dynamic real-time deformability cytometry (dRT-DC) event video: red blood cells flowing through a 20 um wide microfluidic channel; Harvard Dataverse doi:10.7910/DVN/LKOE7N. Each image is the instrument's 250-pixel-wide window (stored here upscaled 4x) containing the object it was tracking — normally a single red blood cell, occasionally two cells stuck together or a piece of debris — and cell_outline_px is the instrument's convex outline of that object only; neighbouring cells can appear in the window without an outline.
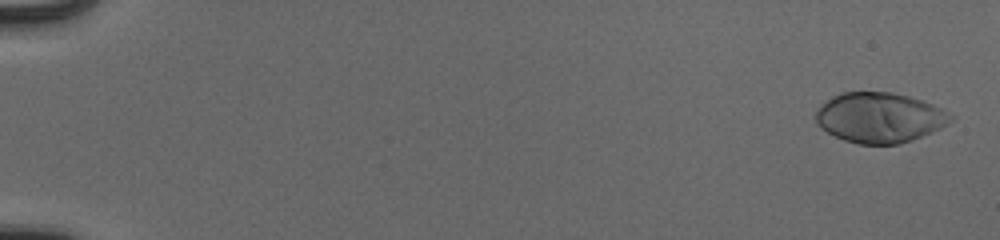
{"species": "human", "species_latin": "Homo sapiens", "temperature_condition": "cold", "stored_images_in_passage": 54, "camera_frame_rate_fps": 3000, "um_per_image_px": 0.085, "donor": {"sex": "male"}, "frame": {"image": 1, "passage_image": 2, "time_ms": 0.333, "image_size_px": [1000, 240], "cell_outline_px": [[956, 116], [948, 124], [932, 132], [912, 140], [900, 144], [856, 144], [844, 140], [820, 128], [816, 124], [816, 108], [832, 96], [844, 92], [892, 92], [924, 100]], "centroid_in_image_um": [74.77, 9.99], "position_along_channel_um": 10.2, "area_um2": 39.65}}
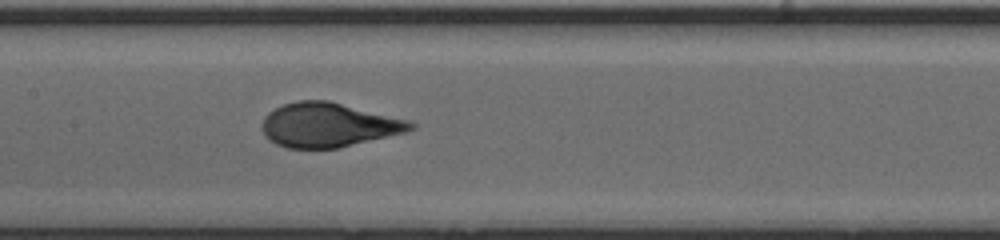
{"frame": {"image": 2, "passage_image": 29, "time_ms": 9.333, "image_size_px": [1000, 240], "cell_outline_px": [[416, 128], [408, 132], [336, 148], [288, 148], [276, 144], [268, 140], [264, 136], [260, 128], [260, 124], [264, 116], [268, 112], [284, 104], [296, 100], [328, 100], [408, 120], [416, 124]], "centroid_in_image_um": [27.88, 10.62], "position_along_channel_um": 179.5, "area_um2": 38.49}}
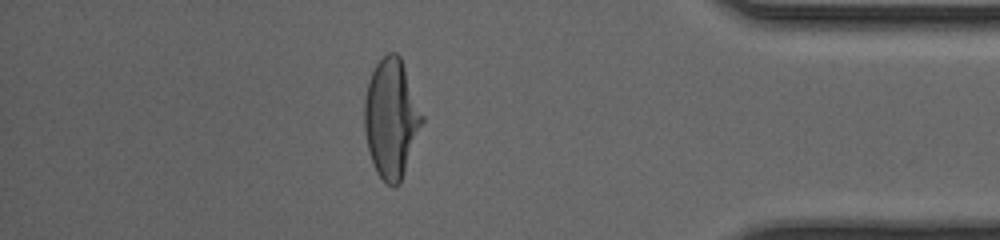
{"frame": {"image": 3, "passage_image": 48, "time_ms": 15.667, "image_size_px": [1000, 240], "cell_outline_px": [[424, 120], [400, 184], [396, 188], [392, 188], [376, 172], [368, 148], [364, 128], [364, 100], [368, 84], [372, 72], [376, 64], [388, 52], [396, 52], [400, 56], [424, 116]], "centroid_in_image_um": [33.26, 10.08], "position_along_channel_um": 401.9, "area_um2": 39.82}, "authors_computed_cell_mechanics": {"area_um2": 38.9572, "velocity_mm_per_s": 3.9399, "shape_relaxation_time_tau1_ms": 4.292, "shape_relaxation_time_tau2_ms": null, "deformation_change_tau1": 0.231, "deformation_change_tau2": null}}